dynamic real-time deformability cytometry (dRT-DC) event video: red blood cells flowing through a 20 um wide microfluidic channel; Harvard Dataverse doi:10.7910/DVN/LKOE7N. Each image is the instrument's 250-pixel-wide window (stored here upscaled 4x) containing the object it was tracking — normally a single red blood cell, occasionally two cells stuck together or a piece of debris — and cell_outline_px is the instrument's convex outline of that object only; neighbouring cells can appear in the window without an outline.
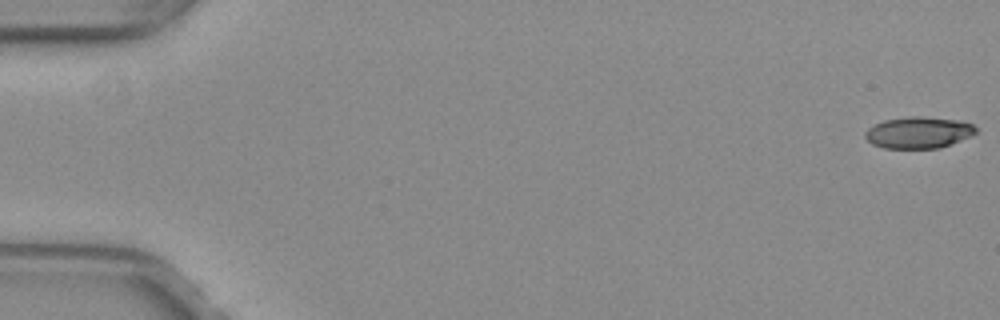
{"species": "common noctule bat (a hibernating species)", "species_latin": "Nyctalus noctula", "temperature_condition": "warm", "stored_images_in_passage": 53, "camera_frame_rate_fps": 3000, "um_per_image_px": 0.085, "animal": {"sex": "female", "body_mass_g": 29.2, "forearm_length_mm": 56.3}, "frame": {"image": 1, "passage_image": 1, "time_ms": 0.0, "image_size_px": [1000, 320], "cell_outline_px": [[976, 132], [972, 136], [940, 148], [884, 148], [872, 144], [864, 136], [864, 132], [868, 128], [884, 120], [912, 116], [920, 116], [956, 120], [972, 124], [976, 128]], "centroid_in_image_um": [78.07, 11.27], "position_along_channel_um": 6.9, "area_um2": 20.23}}
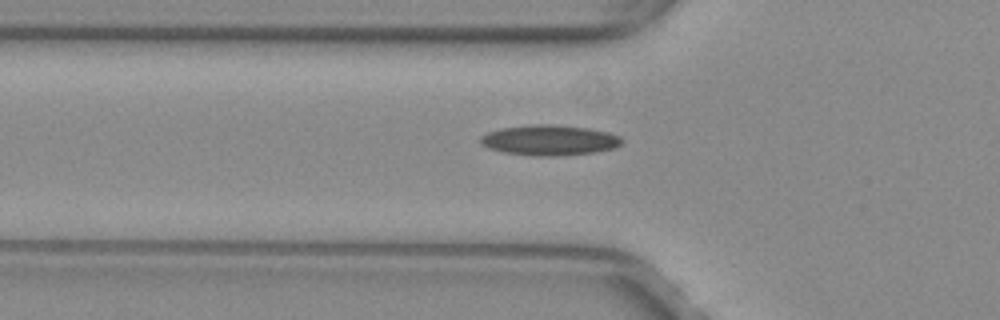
{"frame": {"image": 2, "passage_image": 19, "time_ms": 6.0, "image_size_px": [1000, 320], "cell_outline_px": [[624, 140], [616, 148], [596, 152], [556, 156], [536, 156], [504, 152], [488, 148], [480, 144], [480, 136], [488, 132], [500, 128], [532, 124], [548, 124], [588, 128], [608, 132], [620, 136]], "centroid_in_image_um": [46.7, 11.91], "position_along_channel_um": 79.1, "area_um2": 25.14}}
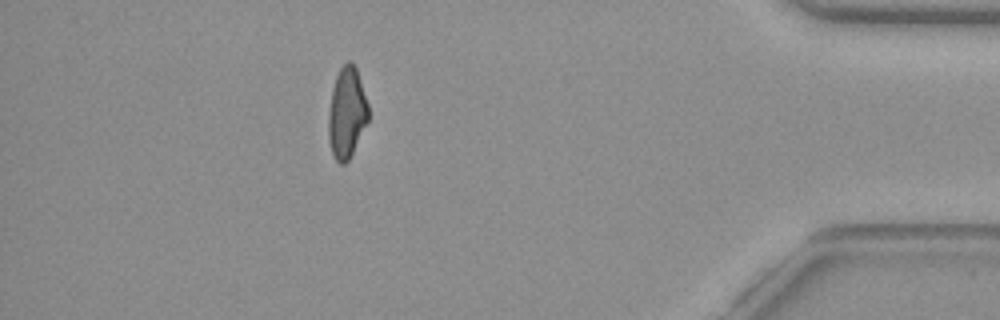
{"frame": {"image": 3, "passage_image": 47, "time_ms": 15.333, "image_size_px": [1000, 320], "cell_outline_px": [[368, 120], [348, 160], [344, 164], [340, 164], [336, 160], [332, 152], [328, 136], [328, 116], [332, 88], [336, 76], [340, 68], [348, 60], [356, 68], [368, 104]], "centroid_in_image_um": [29.46, 9.58], "position_along_channel_um": 405.7, "area_um2": 20.75}, "authors_computed_cell_mechanics": {"area_um2": 21.7906, "velocity_mm_per_s": 4.0076, "shape_relaxation_time_tau1_ms": null, "shape_relaxation_time_tau2_ms": 4.1266, "deformation_change_tau1": null, "deformation_change_tau2": 0.1341}}